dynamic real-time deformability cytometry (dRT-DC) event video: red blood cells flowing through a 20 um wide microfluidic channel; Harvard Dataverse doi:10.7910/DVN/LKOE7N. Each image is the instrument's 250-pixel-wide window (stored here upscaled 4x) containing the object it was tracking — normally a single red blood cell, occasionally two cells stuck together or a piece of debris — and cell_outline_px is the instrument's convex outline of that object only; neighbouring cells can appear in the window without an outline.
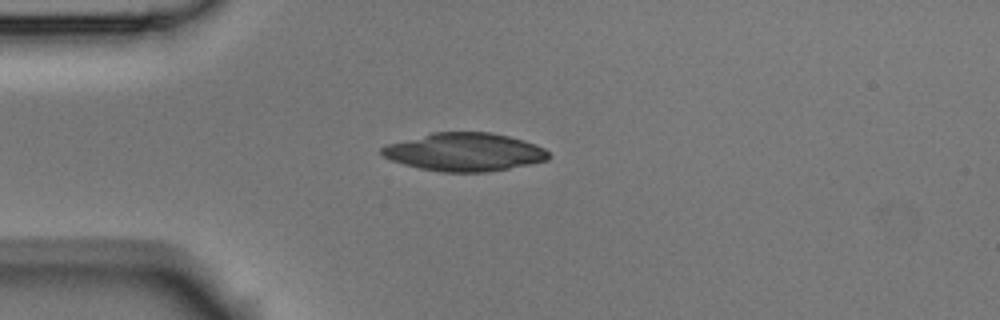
{"species": "Egyptian fruit bat (a non-hibernating species)", "species_latin": "Rousettus aegyptiacus", "temperature_condition": "room temperature", "stored_images_in_passage": 40, "camera_frame_rate_fps": 3000, "um_per_image_px": 0.085, "animal": {"sex": "male"}, "frame": {"image": 1, "passage_image": 1, "time_ms": 0.0, "image_size_px": [1000, 320], "cell_outline_px": [[552, 156], [548, 160], [508, 168], [484, 172], [444, 172], [420, 168], [404, 164], [392, 160], [384, 156], [380, 152], [380, 148], [388, 144], [432, 132], [492, 132], [524, 140], [536, 144], [544, 148]], "centroid_in_image_um": [39.5, 12.91], "position_along_channel_um": 45.5, "area_um2": 36.93}}